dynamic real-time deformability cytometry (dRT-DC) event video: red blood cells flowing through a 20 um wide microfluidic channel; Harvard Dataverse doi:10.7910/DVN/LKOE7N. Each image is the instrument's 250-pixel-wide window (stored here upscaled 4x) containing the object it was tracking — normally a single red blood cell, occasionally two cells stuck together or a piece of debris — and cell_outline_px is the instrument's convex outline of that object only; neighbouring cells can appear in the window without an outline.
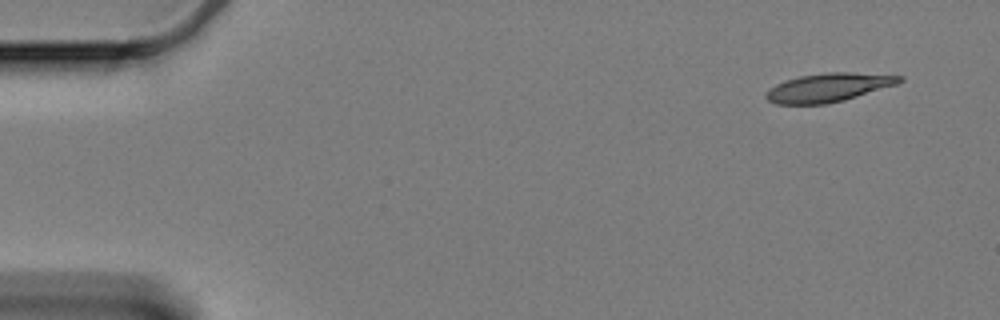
{"species": "Egyptian fruit bat (a non-hibernating species)", "species_latin": "Rousettus aegyptiacus", "temperature_condition": "cold", "stored_images_in_passage": 57, "camera_frame_rate_fps": 3000, "um_per_image_px": 0.085, "animal": {"sex": "female"}, "frame": {"image": 1, "passage_image": 1, "time_ms": 0.0, "image_size_px": [1000, 320], "cell_outline_px": [[904, 80], [896, 84], [844, 100], [824, 104], [776, 104], [768, 100], [764, 96], [764, 92], [768, 88], [784, 80], [800, 76], [828, 72], [848, 72], [904, 76]], "centroid_in_image_um": [70.36, 7.44], "position_along_channel_um": 14.6, "area_um2": 22.2}}
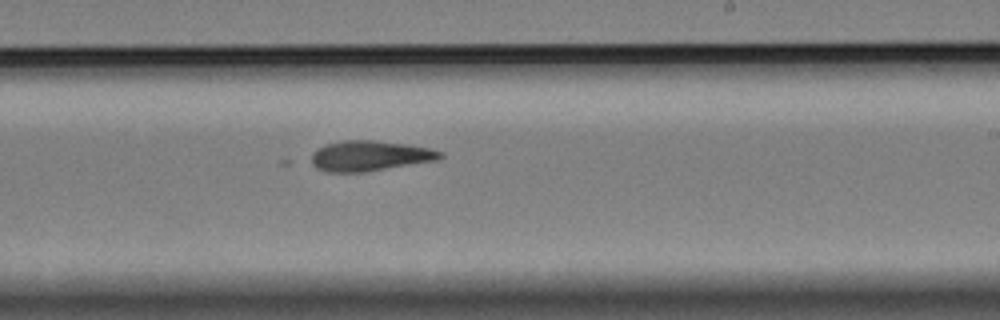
{"frame": {"image": 2, "passage_image": 33, "time_ms": 10.667, "image_size_px": [1000, 320], "cell_outline_px": [[444, 156], [436, 160], [364, 172], [328, 172], [316, 168], [312, 164], [312, 152], [316, 148], [324, 144], [344, 140], [376, 140], [404, 144], [428, 148], [444, 152]], "centroid_in_image_um": [31.39, 13.24], "position_along_channel_um": 257.6, "area_um2": 22.72}}
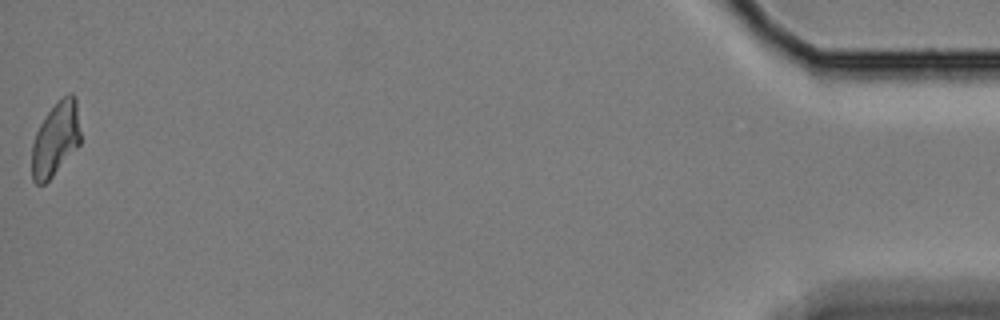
{"frame": {"image": 3, "passage_image": 57, "time_ms": 18.667, "image_size_px": [1000, 320], "cell_outline_px": [[80, 144], [52, 176], [44, 184], [36, 184], [32, 180], [32, 144], [36, 132], [40, 124], [48, 112], [68, 92], [72, 92], [76, 96], [80, 132]], "centroid_in_image_um": [4.73, 11.81], "position_along_channel_um": 430.5, "area_um2": 20.75}, "authors_computed_cell_mechanics": {"area_um2": 22.1952, "velocity_mm_per_s": 3.3103, "shape_relaxation_time_tau1_ms": null, "shape_relaxation_time_tau2_ms": 3.6543, "deformation_change_tau1": null, "deformation_change_tau2": 0.1153}}